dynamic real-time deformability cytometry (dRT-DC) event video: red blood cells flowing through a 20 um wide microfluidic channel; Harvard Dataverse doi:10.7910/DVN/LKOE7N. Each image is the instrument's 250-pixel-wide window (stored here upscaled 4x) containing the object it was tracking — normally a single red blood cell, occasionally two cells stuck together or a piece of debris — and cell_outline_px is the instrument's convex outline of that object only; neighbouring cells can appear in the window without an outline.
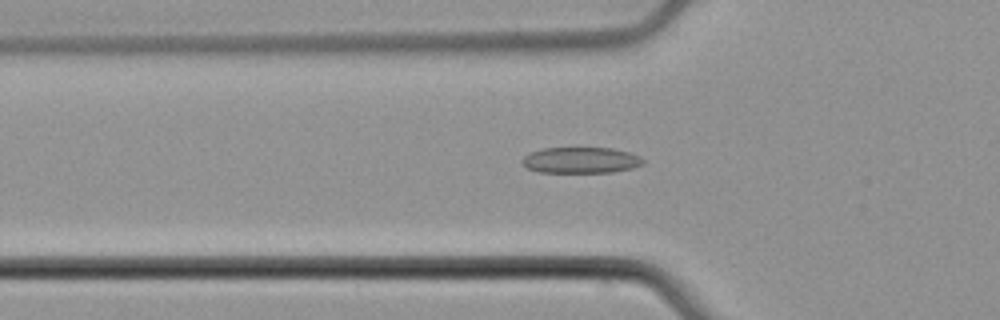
{"species": "common noctule bat (a hibernating species)", "species_latin": "Nyctalus noctula", "temperature_condition": "cold", "stored_images_in_passage": 53, "camera_frame_rate_fps": 3000, "um_per_image_px": 0.085, "animal": {"sex": "male", "body_mass_g": 21.5, "forearm_length_mm": 52.0}, "frame": {"image": 1, "passage_image": 18, "time_ms": 5.667, "image_size_px": [1000, 320], "cell_outline_px": [[644, 164], [632, 168], [612, 172], [540, 172], [528, 168], [520, 160], [524, 156], [532, 152], [544, 148], [612, 148], [628, 152], [640, 156], [644, 160]], "centroid_in_image_um": [49.39, 13.61], "position_along_channel_um": 76.4, "area_um2": 18.21}}
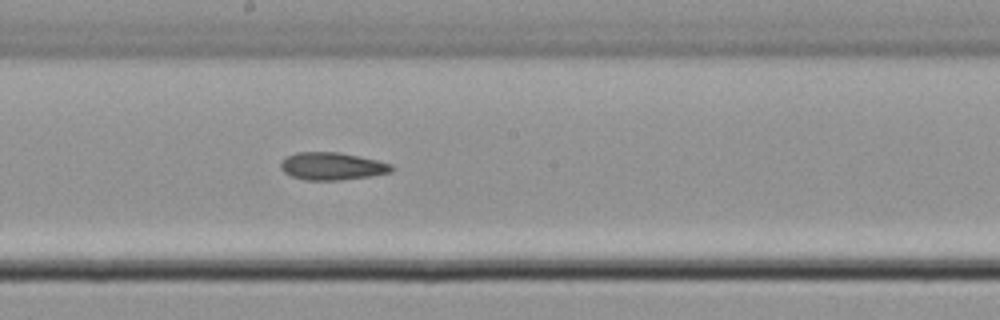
{"frame": {"image": 2, "passage_image": 29, "time_ms": 9.333, "image_size_px": [1000, 320], "cell_outline_px": [[396, 168], [388, 172], [372, 176], [340, 180], [304, 180], [292, 176], [284, 172], [280, 168], [280, 164], [288, 156], [296, 152], [340, 152], [360, 156], [392, 164]], "centroid_in_image_um": [28.24, 14.13], "position_along_channel_um": 220.0, "area_um2": 17.8}}
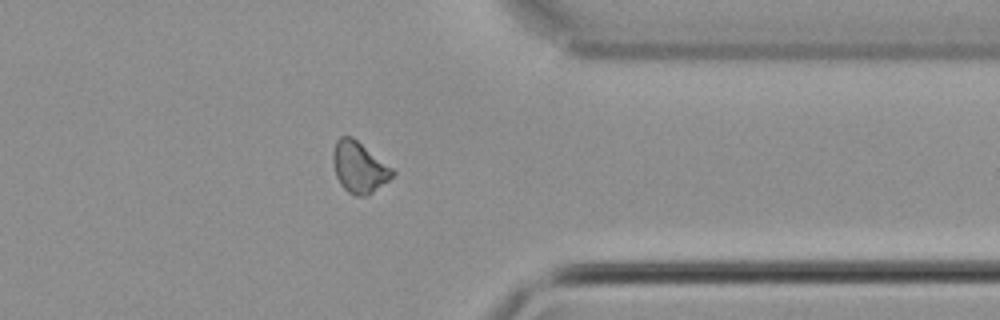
{"frame": {"image": 3, "passage_image": 42, "time_ms": 13.667, "image_size_px": [1000, 320], "cell_outline_px": [[396, 172], [388, 180], [368, 196], [356, 196], [348, 192], [340, 184], [336, 176], [332, 160], [332, 152], [336, 140], [340, 136], [352, 136], [392, 168]], "centroid_in_image_um": [30.5, 14.21], "position_along_channel_um": 380.9, "area_um2": 17.63}, "authors_computed_cell_mechanics": {"area_um2": 17.9758, "velocity_mm_per_s": 3.9122, "shape_relaxation_time_tau1_ms": null, "shape_relaxation_time_tau2_ms": 6.2778, "deformation_change_tau1": null, "deformation_change_tau2": 0.1281}}